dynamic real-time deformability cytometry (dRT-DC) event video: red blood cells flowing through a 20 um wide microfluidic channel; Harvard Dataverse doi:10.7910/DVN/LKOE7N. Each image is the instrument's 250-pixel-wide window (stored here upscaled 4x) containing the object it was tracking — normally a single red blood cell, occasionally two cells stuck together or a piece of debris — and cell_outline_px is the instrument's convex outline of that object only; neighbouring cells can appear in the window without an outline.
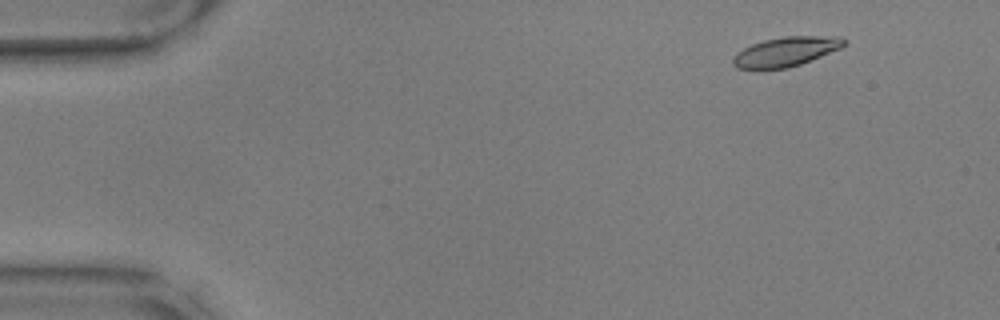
{"species": "common noctule bat (a hibernating species)", "species_latin": "Nyctalus noctula", "temperature_condition": "warm", "stored_images_in_passage": 56, "camera_frame_rate_fps": 3000, "um_per_image_px": 0.085, "animal": {"sex": "male", "body_mass_g": 17.9, "forearm_length_mm": 54.2}, "frame": {"image": 1, "passage_image": 5, "time_ms": 1.333, "image_size_px": [1000, 320], "cell_outline_px": [[848, 40], [840, 48], [800, 64], [784, 68], [756, 72], [736, 68], [732, 64], [732, 60], [736, 52], [752, 44], [764, 40], [784, 36], [840, 36]], "centroid_in_image_um": [66.71, 4.42], "position_along_channel_um": 18.3, "area_um2": 19.48}}
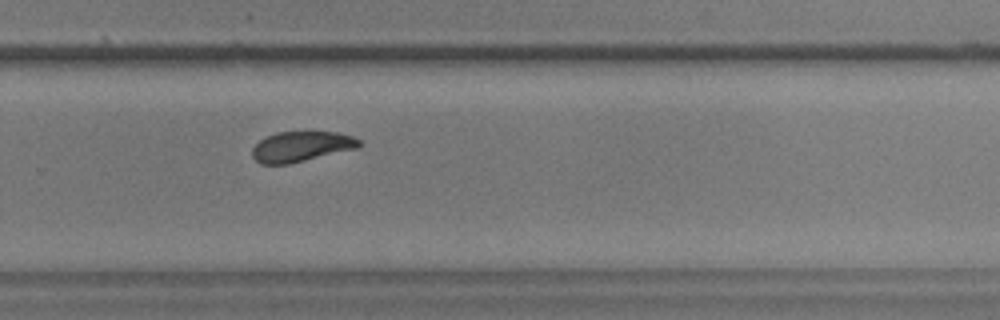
{"frame": {"image": 2, "passage_image": 38, "time_ms": 12.333, "image_size_px": [1000, 320], "cell_outline_px": [[364, 144], [360, 148], [288, 164], [260, 164], [252, 156], [252, 148], [260, 140], [276, 132], [336, 132], [352, 136], [360, 140]], "centroid_in_image_um": [25.65, 12.46], "position_along_channel_um": 304.1, "area_um2": 18.96}}
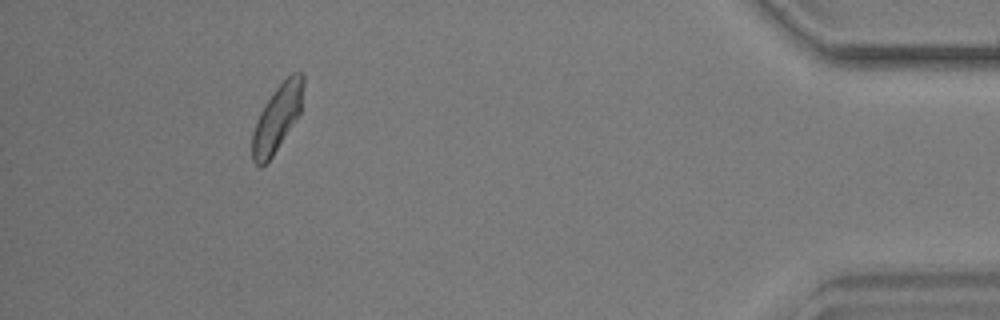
{"frame": {"image": 3, "passage_image": 52, "time_ms": 17.0, "image_size_px": [1000, 320], "cell_outline_px": [[304, 84], [300, 112], [272, 156], [260, 168], [252, 160], [252, 132], [256, 120], [264, 104], [276, 88], [292, 72], [300, 72], [304, 76]], "centroid_in_image_um": [23.54, 10.01], "position_along_channel_um": 411.7, "area_um2": 19.48}, "authors_computed_cell_mechanics": {"area_um2": 19.7965, "velocity_mm_per_s": 3.5124, "shape_relaxation_time_tau1_ms": 3.5467, "shape_relaxation_time_tau2_ms": 2.0385, "deformation_change_tau1": 0.1141, "deformation_change_tau2": 0.0761}}